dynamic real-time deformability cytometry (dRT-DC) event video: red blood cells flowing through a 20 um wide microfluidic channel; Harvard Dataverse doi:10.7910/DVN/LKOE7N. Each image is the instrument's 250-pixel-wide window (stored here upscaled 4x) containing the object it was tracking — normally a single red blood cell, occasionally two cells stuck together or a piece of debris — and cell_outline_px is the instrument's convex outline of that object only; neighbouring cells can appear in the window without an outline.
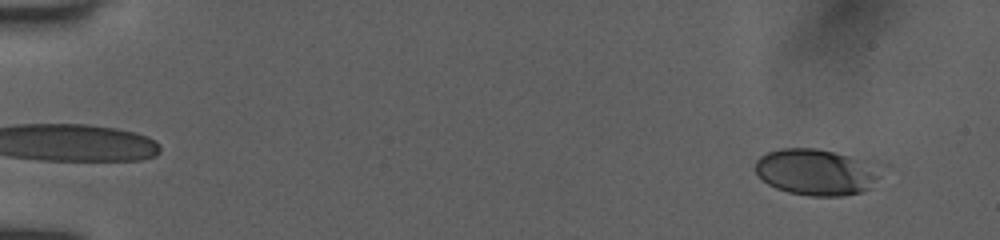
{"species": "human", "species_latin": "Homo sapiens", "temperature_condition": "room temperature", "stored_images_in_passage": 8, "camera_frame_rate_fps": 3000, "um_per_image_px": 0.085, "donor": {"sex": "female"}, "frame": {"image": 1, "passage_image": 1, "time_ms": 0.0, "image_size_px": [1000, 240], "cell_outline_px": [[888, 164], [872, 188], [860, 192], [840, 196], [812, 196], [788, 192], [776, 188], [768, 184], [756, 172], [756, 160], [760, 156], [768, 152], [784, 148], [816, 148], [876, 160]], "centroid_in_image_um": [69.56, 14.6], "position_along_channel_um": 15.4, "area_um2": 34.97}}
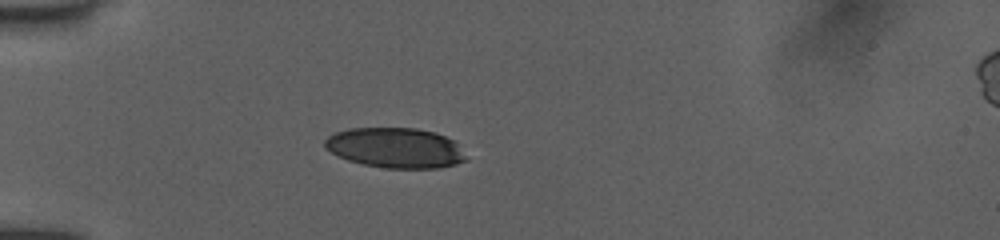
{"frame": {"image": 2, "passage_image": 6, "time_ms": 4.0, "image_size_px": [1000, 240], "cell_outline_px": [[468, 160], [456, 164], [440, 168], [384, 168], [364, 164], [348, 160], [324, 148], [324, 140], [328, 136], [336, 132], [348, 128], [416, 128], [432, 132], [444, 136], [452, 140], [456, 144]], "centroid_in_image_um": [33.58, 12.57], "position_along_channel_um": 51.4, "area_um2": 32.83}}
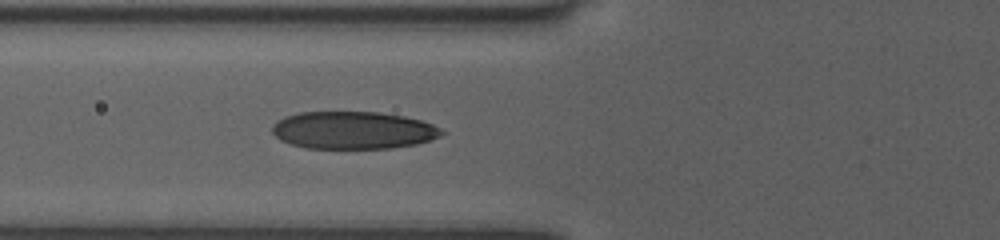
{"frame": {"image": 3, "passage_image": 8, "time_ms": 5.667, "image_size_px": [1000, 240], "cell_outline_px": [[448, 132], [440, 136], [416, 144], [392, 148], [304, 148], [280, 140], [272, 132], [272, 124], [284, 116], [300, 112], [380, 112], [404, 116], [420, 120], [432, 124]], "centroid_in_image_um": [30.02, 11.06], "position_along_channel_um": 95.8, "area_um2": 37.17}}